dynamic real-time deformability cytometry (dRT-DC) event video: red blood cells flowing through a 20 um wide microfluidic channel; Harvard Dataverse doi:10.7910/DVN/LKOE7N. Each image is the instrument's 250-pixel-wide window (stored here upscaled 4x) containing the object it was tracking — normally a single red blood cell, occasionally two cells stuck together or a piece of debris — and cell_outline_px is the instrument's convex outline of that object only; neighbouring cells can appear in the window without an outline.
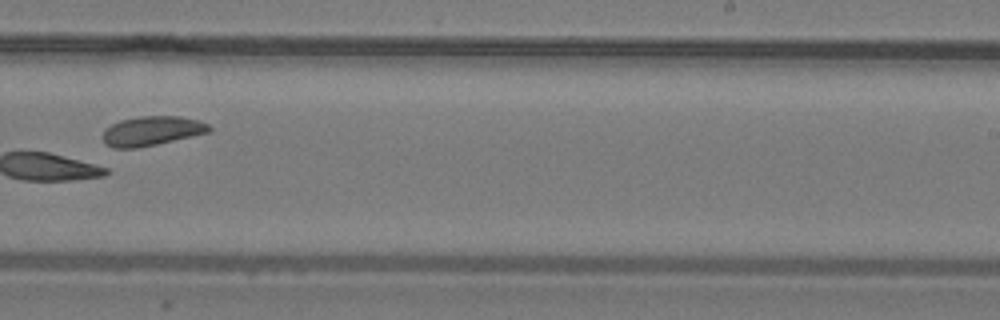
{"species": "common noctule bat (a hibernating species)", "species_latin": "Nyctalus noctula", "temperature_condition": "warm", "stored_images_in_passage": 26, "camera_frame_rate_fps": 3000, "um_per_image_px": 0.085, "animal": {"sex": "male", "body_mass_g": 19.2, "forearm_length_mm": 51.8}, "frame": {"image": 1, "passage_image": 15, "time_ms": 4.667, "image_size_px": [1000, 320], "cell_outline_px": [[212, 132], [156, 144], [136, 148], [112, 148], [104, 144], [104, 132], [112, 124], [120, 120], [140, 116], [180, 116], [200, 120], [208, 124], [212, 128]], "centroid_in_image_um": [12.96, 11.12], "position_along_channel_um": 276.0, "area_um2": 18.26}}